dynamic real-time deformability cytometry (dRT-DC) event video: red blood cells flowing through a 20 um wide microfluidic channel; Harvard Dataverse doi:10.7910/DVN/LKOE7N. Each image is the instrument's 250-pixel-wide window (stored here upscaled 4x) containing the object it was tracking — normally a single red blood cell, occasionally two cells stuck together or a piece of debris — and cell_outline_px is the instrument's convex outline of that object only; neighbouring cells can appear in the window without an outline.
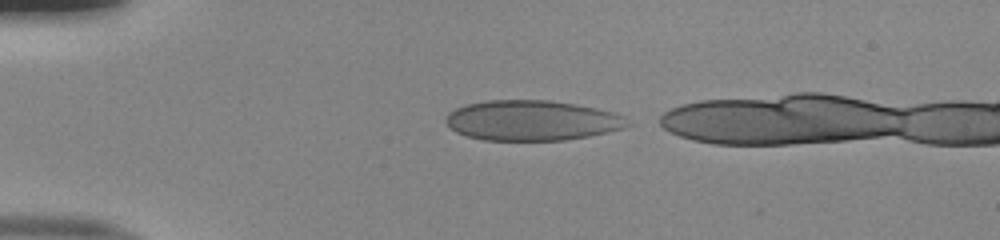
{"species": "human", "species_latin": "Homo sapiens", "temperature_condition": "room temperature", "stored_images_in_passage": 35, "camera_frame_rate_fps": 3000, "um_per_image_px": 0.085, "donor": {"sex": "male"}, "frame": {"image": 1, "passage_image": 1, "time_ms": 0.0, "image_size_px": [1000, 240], "cell_outline_px": [[632, 124], [624, 128], [608, 132], [588, 136], [564, 140], [484, 140], [468, 136], [456, 132], [444, 120], [444, 116], [448, 112], [464, 104], [488, 100], [548, 100], [596, 108], [612, 112], [624, 116]], "centroid_in_image_um": [45.19, 10.23], "position_along_channel_um": 39.8, "area_um2": 42.6}}
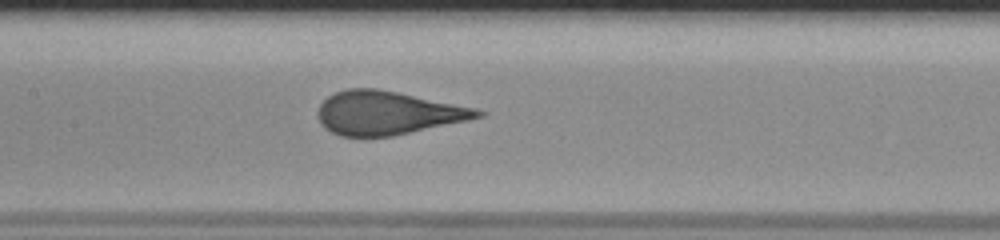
{"frame": {"image": 2, "passage_image": 14, "time_ms": 4.333, "image_size_px": [1000, 240], "cell_outline_px": [[488, 112], [484, 116], [468, 120], [392, 136], [340, 136], [324, 128], [320, 124], [316, 112], [320, 104], [328, 96], [336, 92], [348, 88], [376, 88], [476, 108]], "centroid_in_image_um": [32.92, 9.6], "position_along_channel_um": 174.5, "area_um2": 40.34}}
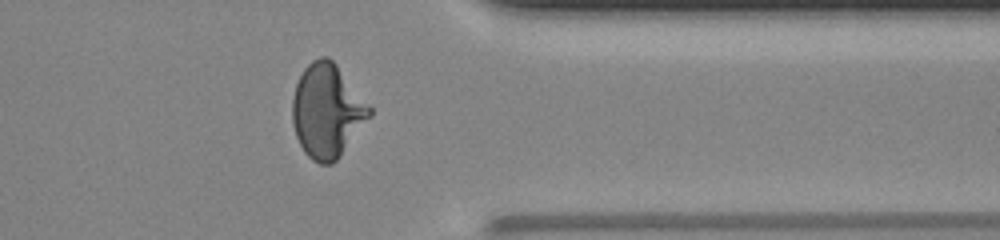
{"frame": {"image": 3, "passage_image": 30, "time_ms": 9.667, "image_size_px": [1000, 240], "cell_outline_px": [[372, 116], [340, 156], [332, 164], [320, 164], [312, 160], [304, 152], [296, 136], [292, 124], [292, 96], [296, 84], [304, 68], [312, 60], [320, 56], [328, 56], [336, 64], [372, 108]], "centroid_in_image_um": [27.8, 9.43], "position_along_channel_um": 383.6, "area_um2": 42.25}}